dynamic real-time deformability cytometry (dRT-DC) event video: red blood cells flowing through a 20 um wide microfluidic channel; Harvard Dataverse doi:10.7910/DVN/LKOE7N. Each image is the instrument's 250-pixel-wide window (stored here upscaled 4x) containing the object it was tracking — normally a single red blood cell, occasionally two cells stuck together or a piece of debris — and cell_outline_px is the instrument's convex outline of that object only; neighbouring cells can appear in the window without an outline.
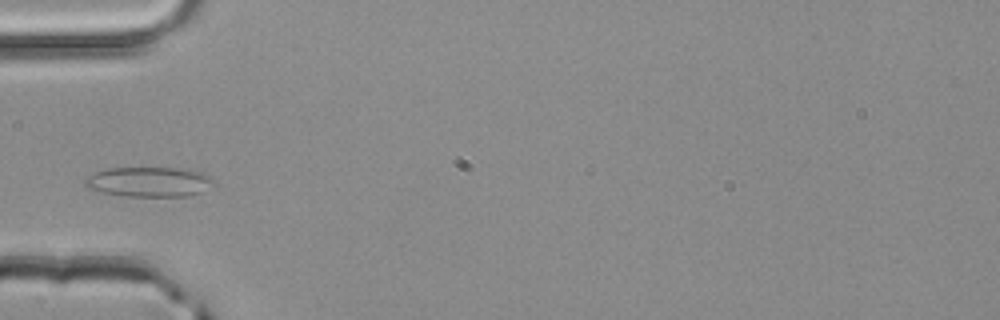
{"species": "common noctule bat (a hibernating species)", "species_latin": "Nyctalus noctula", "temperature_condition": "room temperature", "stored_images_in_passage": 3, "camera_frame_rate_fps": 3000, "um_per_image_px": 0.085, "animal": {"sex": "male", "body_mass_g": 20.4}, "frame": {"image": 1, "passage_image": 3, "time_ms": 0.667, "image_size_px": [1000, 320], "cell_outline_px": [[216, 184], [200, 192], [188, 196], [128, 196], [100, 192], [88, 188], [84, 184], [84, 180], [88, 176], [104, 168], [192, 168], [204, 172], [212, 176], [216, 180]], "centroid_in_image_um": [12.75, 15.44], "position_along_channel_um": 72.3, "area_um2": 22.83}}